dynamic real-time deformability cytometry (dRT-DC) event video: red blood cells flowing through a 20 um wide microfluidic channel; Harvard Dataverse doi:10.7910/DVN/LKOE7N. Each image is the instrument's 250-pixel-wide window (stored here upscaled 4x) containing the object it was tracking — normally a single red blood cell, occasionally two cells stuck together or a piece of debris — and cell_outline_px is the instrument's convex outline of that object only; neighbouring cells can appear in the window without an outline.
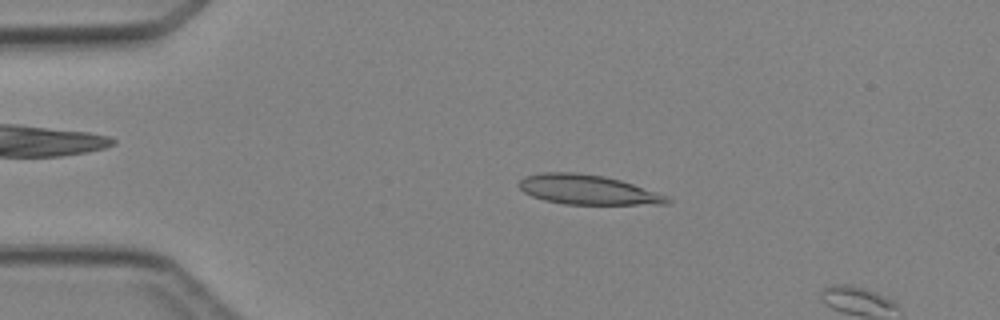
{"species": "Egyptian fruit bat (a non-hibernating species)", "species_latin": "Rousettus aegyptiacus", "temperature_condition": "cold", "stored_images_in_passage": 4, "camera_frame_rate_fps": 3000, "um_per_image_px": 0.085, "animal": {"sex": "female"}, "frame": {"image": 1, "passage_image": 3, "time_ms": 2.333, "image_size_px": [1000, 320], "cell_outline_px": [[672, 200], [668, 204], [564, 204], [544, 200], [532, 196], [524, 192], [516, 184], [524, 176], [544, 172], [576, 172], [604, 176], [620, 180], [668, 196]], "centroid_in_image_um": [49.92, 16.12], "position_along_channel_um": 35.1, "area_um2": 25.55}}